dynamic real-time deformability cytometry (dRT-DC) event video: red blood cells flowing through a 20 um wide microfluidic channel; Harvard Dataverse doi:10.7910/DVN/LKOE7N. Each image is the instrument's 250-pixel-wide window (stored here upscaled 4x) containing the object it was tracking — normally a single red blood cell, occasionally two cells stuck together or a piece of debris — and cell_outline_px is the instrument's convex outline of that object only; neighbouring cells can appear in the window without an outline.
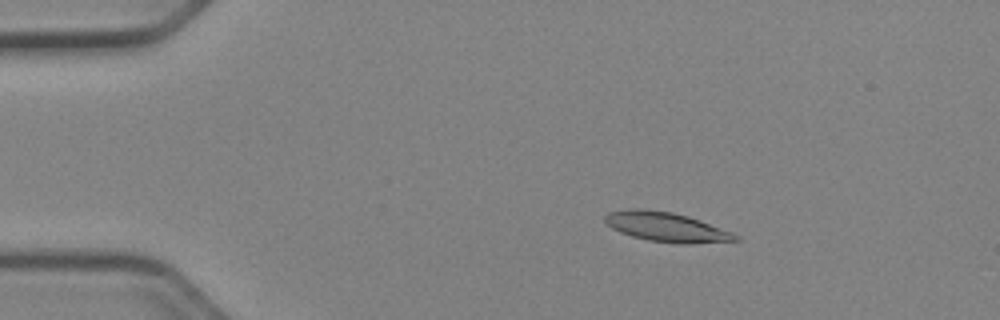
{"species": "Egyptian fruit bat (a non-hibernating species)", "species_latin": "Rousettus aegyptiacus", "temperature_condition": "cold", "stored_images_in_passage": 45, "camera_frame_rate_fps": 3000, "um_per_image_px": 0.085, "animal": {"sex": "female"}, "frame": {"image": 1, "passage_image": 2, "time_ms": 0.333, "image_size_px": [1000, 320], "cell_outline_px": [[740, 240], [688, 244], [680, 244], [648, 240], [632, 236], [620, 232], [612, 228], [604, 220], [604, 216], [608, 212], [628, 208], [644, 208], [672, 212], [688, 216], [732, 232], [740, 236]], "centroid_in_image_um": [56.62, 19.28], "position_along_channel_um": 28.4, "area_um2": 22.48}}
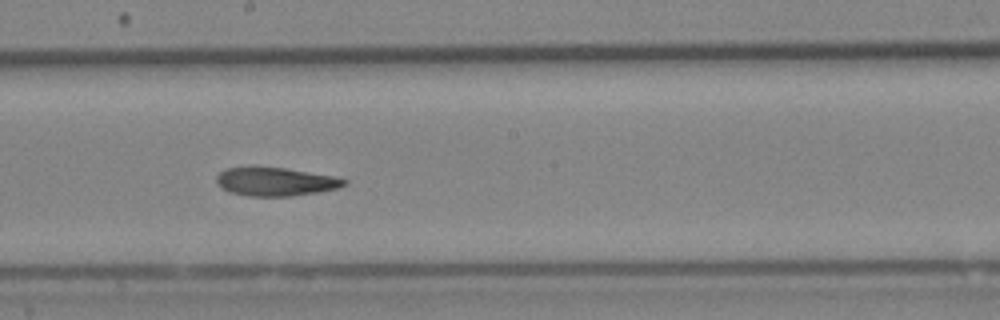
{"frame": {"image": 2, "passage_image": 22, "time_ms": 7.0, "image_size_px": [1000, 320], "cell_outline_px": [[348, 184], [340, 188], [316, 192], [288, 196], [248, 196], [228, 192], [220, 188], [216, 184], [216, 176], [220, 172], [228, 168], [284, 168], [332, 176], [348, 180]], "centroid_in_image_um": [23.4, 15.46], "position_along_channel_um": 224.8, "area_um2": 20.92}}
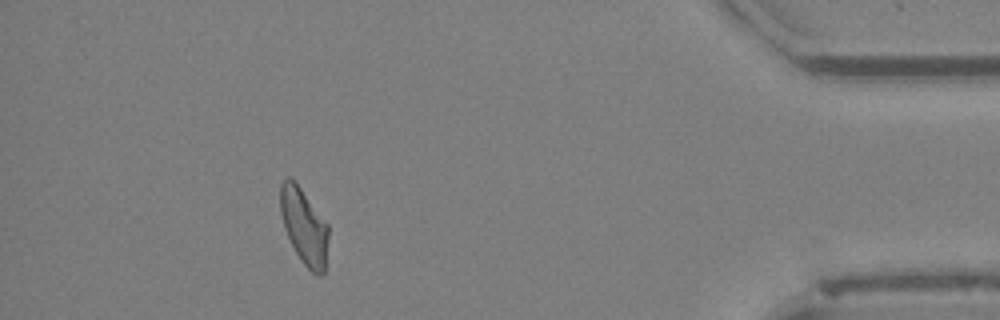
{"frame": {"image": 3, "passage_image": 40, "time_ms": 13.0, "image_size_px": [1000, 320], "cell_outline_px": [[328, 236], [324, 272], [320, 276], [316, 276], [304, 264], [296, 252], [284, 228], [280, 212], [280, 184], [288, 176], [300, 188], [328, 224]], "centroid_in_image_um": [25.84, 19.25], "position_along_channel_um": 409.4, "area_um2": 20.87}, "authors_computed_cell_mechanics": {"area_um2": 21.7906, "velocity_mm_per_s": 3.9412, "shape_relaxation_time_tau1_ms": null, "shape_relaxation_time_tau2_ms": 5.7085, "deformation_change_tau1": null, "deformation_change_tau2": 0.1394}}